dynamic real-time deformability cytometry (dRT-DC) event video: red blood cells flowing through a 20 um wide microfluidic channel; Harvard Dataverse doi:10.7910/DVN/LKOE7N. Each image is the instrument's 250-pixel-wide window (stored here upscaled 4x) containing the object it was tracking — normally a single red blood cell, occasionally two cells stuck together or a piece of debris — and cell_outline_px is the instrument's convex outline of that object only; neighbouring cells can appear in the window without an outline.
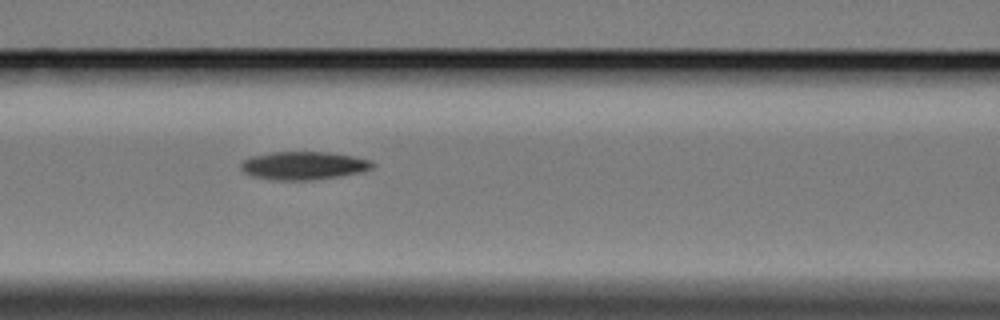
{"species": "Egyptian fruit bat (a non-hibernating species)", "species_latin": "Rousettus aegyptiacus", "temperature_condition": "cold", "stored_images_in_passage": 6, "camera_frame_rate_fps": 3000, "um_per_image_px": 0.085, "animal": {"sex": "female"}, "frame": {"image": 1, "passage_image": 6, "time_ms": 5.667, "image_size_px": [1000, 320], "cell_outline_px": [[376, 164], [372, 168], [360, 172], [340, 176], [312, 180], [272, 180], [252, 176], [244, 172], [240, 168], [240, 164], [244, 160], [252, 156], [272, 152], [328, 152], [352, 156], [372, 160]], "centroid_in_image_um": [25.81, 14.08], "position_along_channel_um": 140.8, "area_um2": 21.62}}